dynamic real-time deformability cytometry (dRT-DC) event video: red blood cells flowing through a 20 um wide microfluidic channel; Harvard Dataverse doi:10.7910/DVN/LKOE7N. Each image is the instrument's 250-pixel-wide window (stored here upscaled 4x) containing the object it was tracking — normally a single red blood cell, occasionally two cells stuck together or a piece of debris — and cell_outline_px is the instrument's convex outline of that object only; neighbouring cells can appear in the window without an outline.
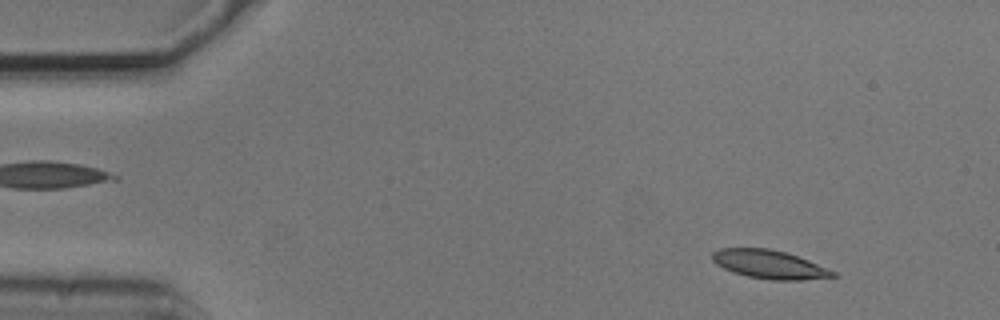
{"species": "common noctule bat (a hibernating species)", "species_latin": "Nyctalus noctula", "temperature_condition": "cold", "stored_images_in_passage": 53, "camera_frame_rate_fps": 3000, "um_per_image_px": 0.085, "animal": {"sex": "male", "body_mass_g": 20.5, "forearm_length_mm": 52.5}, "frame": {"image": 1, "passage_image": 5, "time_ms": 1.333, "image_size_px": [1000, 320], "cell_outline_px": [[840, 276], [800, 280], [772, 280], [748, 276], [732, 272], [716, 264], [712, 260], [712, 252], [720, 248], [768, 248], [788, 252], [808, 260], [836, 272]], "centroid_in_image_um": [65.4, 22.47], "position_along_channel_um": 19.6, "area_um2": 20.11}}
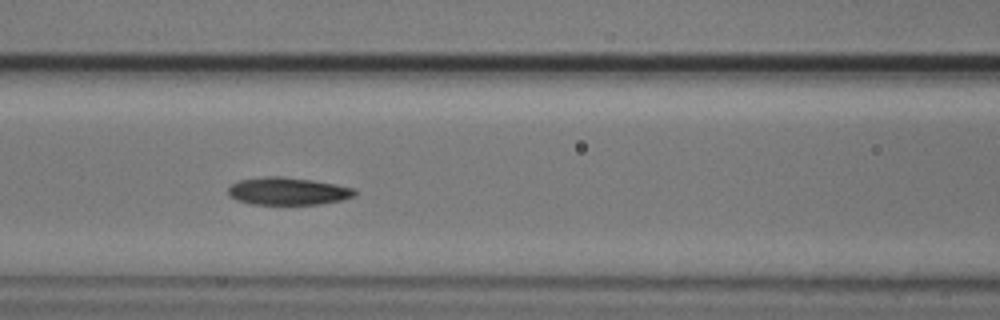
{"frame": {"image": 2, "passage_image": 22, "time_ms": 7.0, "image_size_px": [1000, 320], "cell_outline_px": [[356, 196], [344, 200], [320, 204], [252, 204], [236, 200], [228, 196], [228, 188], [232, 184], [240, 180], [264, 176], [280, 176], [312, 180], [336, 184], [356, 188]], "centroid_in_image_um": [24.5, 16.25], "position_along_channel_um": 142.1, "area_um2": 20.52}}
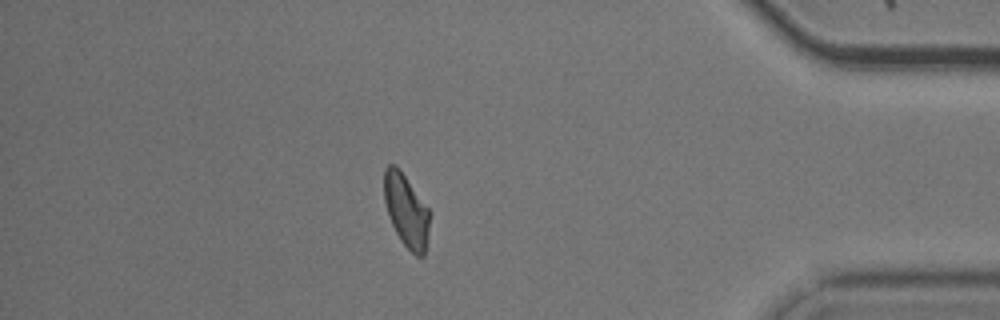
{"frame": {"image": 3, "passage_image": 46, "time_ms": 15.0, "image_size_px": [1000, 320], "cell_outline_px": [[428, 232], [424, 256], [416, 256], [400, 240], [388, 216], [384, 200], [384, 168], [388, 164], [396, 164], [428, 208]], "centroid_in_image_um": [34.49, 17.87], "position_along_channel_um": 400.7, "area_um2": 19.02}, "authors_computed_cell_mechanics": {"area_um2": 20.1144, "velocity_mm_per_s": 3.704, "shape_relaxation_time_tau1_ms": 10.8738, "shape_relaxation_time_tau2_ms": 3.3087, "deformation_change_tau1": 0.2204, "deformation_change_tau2": 0.0909}}